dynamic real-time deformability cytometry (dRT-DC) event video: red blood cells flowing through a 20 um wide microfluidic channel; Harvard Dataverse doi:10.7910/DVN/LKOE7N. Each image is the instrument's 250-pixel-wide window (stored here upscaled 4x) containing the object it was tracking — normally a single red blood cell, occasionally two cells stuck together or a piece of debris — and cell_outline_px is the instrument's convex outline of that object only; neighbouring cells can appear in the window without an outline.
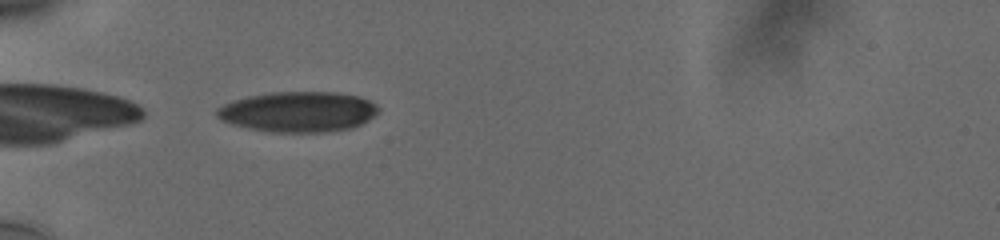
{"species": "human", "species_latin": "Homo sapiens", "temperature_condition": "cold", "stored_images_in_passage": 38, "camera_frame_rate_fps": 3000, "um_per_image_px": 0.085, "donor": {"sex": "male"}, "frame": {"image": 1, "passage_image": 1, "time_ms": 0.0, "image_size_px": [1000, 240], "cell_outline_px": [[380, 108], [368, 120], [352, 128], [324, 132], [272, 132], [248, 128], [232, 124], [220, 120], [216, 116], [216, 108], [232, 100], [248, 96], [268, 92], [336, 92], [360, 96], [376, 104]], "centroid_in_image_um": [25.32, 9.49], "position_along_channel_um": 59.7, "area_um2": 38.15}}
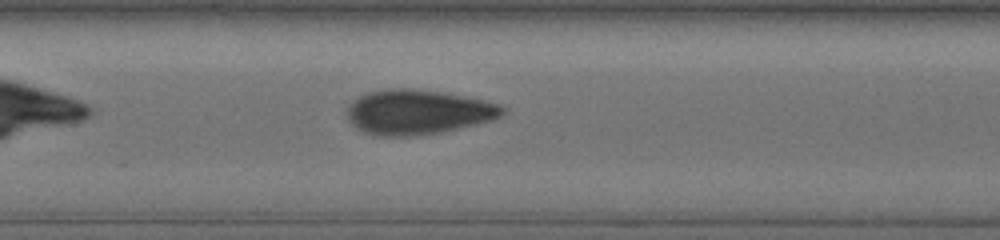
{"frame": {"image": 2, "passage_image": 11, "time_ms": 3.333, "image_size_px": [1000, 240], "cell_outline_px": [[508, 108], [504, 116], [492, 120], [476, 124], [440, 132], [416, 136], [376, 136], [364, 132], [356, 128], [348, 120], [348, 104], [352, 100], [368, 92], [392, 88], [412, 88], [440, 92], [484, 100], [500, 104]], "centroid_in_image_um": [35.54, 9.53], "position_along_channel_um": 171.9, "area_um2": 40.69}}
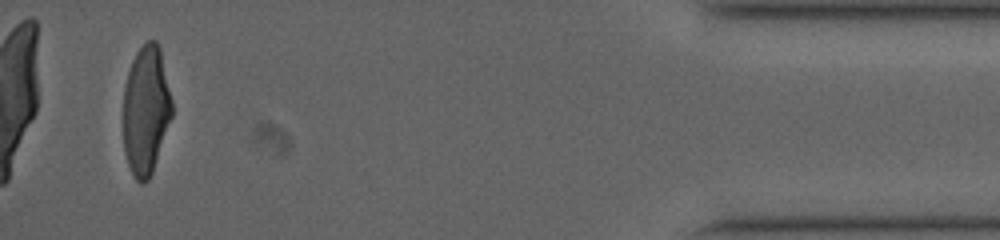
{"frame": {"image": 3, "passage_image": 36, "time_ms": 11.667, "image_size_px": [1000, 240], "cell_outline_px": [[172, 116], [152, 172], [148, 180], [144, 184], [140, 184], [136, 180], [128, 164], [124, 148], [124, 88], [128, 72], [132, 60], [136, 52], [148, 40], [156, 40], [160, 48], [172, 100]], "centroid_in_image_um": [12.41, 9.36], "position_along_channel_um": 422.8, "area_um2": 36.36}, "authors_computed_cell_mechanics": {"area_um2": 38.5526, "velocity_mm_per_s": 3.7713, "shape_relaxation_time_tau1_ms": 6.5137, "shape_relaxation_time_tau2_ms": 0.7498, "deformation_change_tau1": 0.2063, "deformation_change_tau2": 0.0586}}